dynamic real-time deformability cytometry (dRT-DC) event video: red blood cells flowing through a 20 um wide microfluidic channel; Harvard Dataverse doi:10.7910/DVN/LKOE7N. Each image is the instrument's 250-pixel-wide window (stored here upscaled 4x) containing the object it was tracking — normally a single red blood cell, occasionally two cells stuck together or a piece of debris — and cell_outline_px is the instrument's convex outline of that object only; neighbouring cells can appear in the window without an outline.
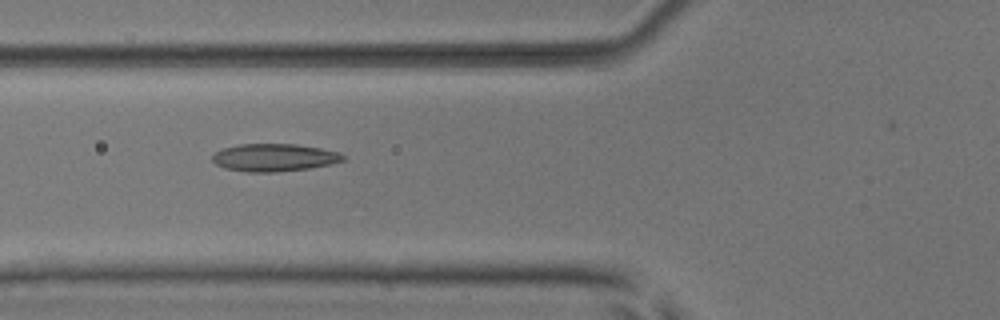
{"species": "common noctule bat (a hibernating species)", "species_latin": "Nyctalus noctula", "temperature_condition": "room temperature", "stored_images_in_passage": 3, "camera_frame_rate_fps": 3000, "um_per_image_px": 0.085, "animal": {"sex": "male", "body_mass_g": 17.9, "forearm_length_mm": 54.2}, "frame": {"image": 1, "passage_image": 3, "time_ms": 0.667, "image_size_px": [1000, 320], "cell_outline_px": [[348, 156], [344, 160], [332, 164], [308, 168], [276, 172], [248, 172], [224, 168], [216, 164], [212, 160], [212, 156], [216, 152], [224, 148], [240, 144], [296, 144], [320, 148], [340, 152]], "centroid_in_image_um": [23.35, 13.39], "position_along_channel_um": 102.5, "area_um2": 21.1}}